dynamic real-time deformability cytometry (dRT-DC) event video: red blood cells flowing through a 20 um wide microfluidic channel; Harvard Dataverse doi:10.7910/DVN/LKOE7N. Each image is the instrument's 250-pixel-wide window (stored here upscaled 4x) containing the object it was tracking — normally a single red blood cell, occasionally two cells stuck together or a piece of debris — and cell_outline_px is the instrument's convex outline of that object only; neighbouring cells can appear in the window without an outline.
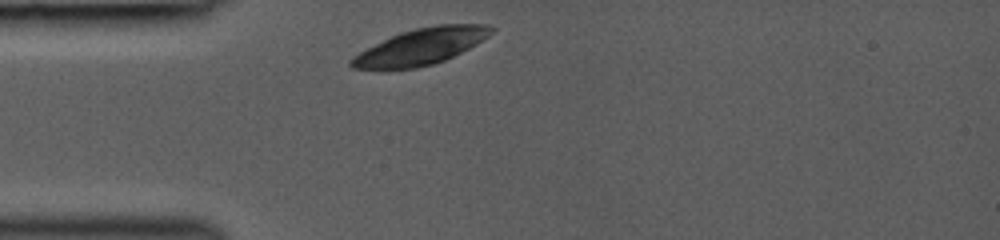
{"species": "common noctule bat (a hibernating species)", "species_latin": "Nyctalus noctula", "temperature_condition": "room temperature", "stored_images_in_passage": 35, "camera_frame_rate_fps": 3000, "um_per_image_px": 0.085, "animal": {"sex": "female", "body_mass_g": 19.0, "forearm_length_mm": 53.3}, "frame": {"image": 1, "passage_image": 1, "time_ms": 0.0, "image_size_px": [1000, 240], "cell_outline_px": [[496, 28], [488, 36], [476, 44], [444, 60], [432, 64], [416, 68], [352, 68], [348, 64], [348, 60], [352, 56], [400, 32], [416, 28], [436, 24], [484, 24]], "centroid_in_image_um": [35.79, 3.94], "position_along_channel_um": 49.2, "area_um2": 28.96}}
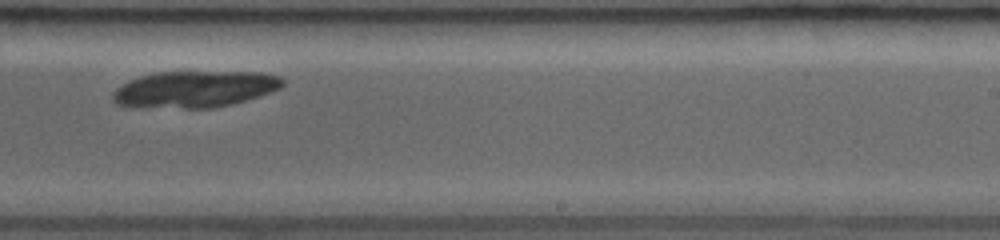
{"frame": {"image": 2, "passage_image": 22, "time_ms": 5.667, "image_size_px": [1000, 240], "cell_outline_px": [[284, 84], [280, 88], [232, 104], [212, 108], [184, 108], [116, 104], [112, 100], [112, 92], [120, 84], [128, 80], [140, 76], [156, 72], [260, 72], [280, 76], [284, 80]], "centroid_in_image_um": [16.54, 7.56], "position_along_channel_um": 272.5, "area_um2": 35.78}}
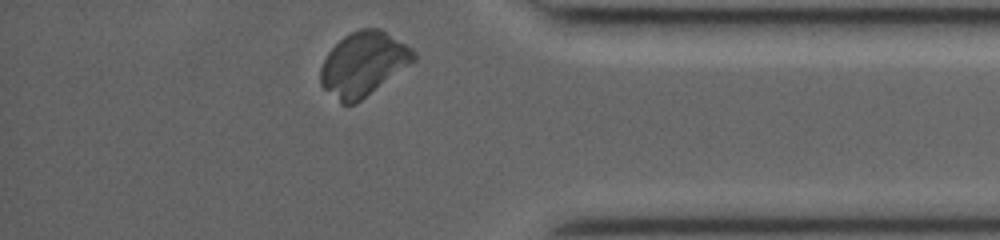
{"frame": {"image": 3, "passage_image": 35, "time_ms": 9.0, "image_size_px": [1000, 240], "cell_outline_px": [[416, 60], [356, 104], [340, 104], [320, 84], [320, 68], [328, 52], [344, 36], [360, 28], [380, 28], [412, 48], [416, 52]], "centroid_in_image_um": [30.88, 5.44], "position_along_channel_um": 404.3, "area_um2": 34.62}}